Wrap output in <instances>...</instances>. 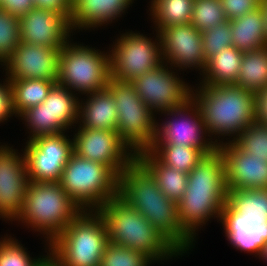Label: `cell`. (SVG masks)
Returning <instances> with one entry per match:
<instances>
[{"label":"cell","instance_id":"cell-1","mask_svg":"<svg viewBox=\"0 0 267 266\" xmlns=\"http://www.w3.org/2000/svg\"><path fill=\"white\" fill-rule=\"evenodd\" d=\"M118 196L182 255L195 247V242L180 227L177 203L162 193L151 174L136 159L118 176Z\"/></svg>","mask_w":267,"mask_h":266},{"label":"cell","instance_id":"cell-2","mask_svg":"<svg viewBox=\"0 0 267 266\" xmlns=\"http://www.w3.org/2000/svg\"><path fill=\"white\" fill-rule=\"evenodd\" d=\"M227 195L224 159L217 149L188 173L187 188L177 203L180 227L194 242L196 232L211 222L209 219L220 220Z\"/></svg>","mask_w":267,"mask_h":266},{"label":"cell","instance_id":"cell-3","mask_svg":"<svg viewBox=\"0 0 267 266\" xmlns=\"http://www.w3.org/2000/svg\"><path fill=\"white\" fill-rule=\"evenodd\" d=\"M191 99L200 110L209 138L217 147L224 143L221 140L226 139L225 136L229 137L228 142L234 141L255 122L254 92L250 90L235 85H198L195 89L193 85Z\"/></svg>","mask_w":267,"mask_h":266},{"label":"cell","instance_id":"cell-4","mask_svg":"<svg viewBox=\"0 0 267 266\" xmlns=\"http://www.w3.org/2000/svg\"><path fill=\"white\" fill-rule=\"evenodd\" d=\"M107 225L109 242L162 262L183 256L152 224L118 195L98 210Z\"/></svg>","mask_w":267,"mask_h":266},{"label":"cell","instance_id":"cell-5","mask_svg":"<svg viewBox=\"0 0 267 266\" xmlns=\"http://www.w3.org/2000/svg\"><path fill=\"white\" fill-rule=\"evenodd\" d=\"M82 211L59 182H29L23 208L14 221L45 235V251H49V244Z\"/></svg>","mask_w":267,"mask_h":266},{"label":"cell","instance_id":"cell-6","mask_svg":"<svg viewBox=\"0 0 267 266\" xmlns=\"http://www.w3.org/2000/svg\"><path fill=\"white\" fill-rule=\"evenodd\" d=\"M109 243L107 225L98 210H83L49 244L60 266H99Z\"/></svg>","mask_w":267,"mask_h":266},{"label":"cell","instance_id":"cell-7","mask_svg":"<svg viewBox=\"0 0 267 266\" xmlns=\"http://www.w3.org/2000/svg\"><path fill=\"white\" fill-rule=\"evenodd\" d=\"M59 184L82 210H99L118 195V176L108 166L75 153L65 165Z\"/></svg>","mask_w":267,"mask_h":266},{"label":"cell","instance_id":"cell-8","mask_svg":"<svg viewBox=\"0 0 267 266\" xmlns=\"http://www.w3.org/2000/svg\"><path fill=\"white\" fill-rule=\"evenodd\" d=\"M72 40L60 49L56 83L79 97L103 90L111 78L109 52Z\"/></svg>","mask_w":267,"mask_h":266},{"label":"cell","instance_id":"cell-9","mask_svg":"<svg viewBox=\"0 0 267 266\" xmlns=\"http://www.w3.org/2000/svg\"><path fill=\"white\" fill-rule=\"evenodd\" d=\"M106 88L117 109V132L137 154L149 149L156 137V114L142 101L131 82L110 78Z\"/></svg>","mask_w":267,"mask_h":266},{"label":"cell","instance_id":"cell-10","mask_svg":"<svg viewBox=\"0 0 267 266\" xmlns=\"http://www.w3.org/2000/svg\"><path fill=\"white\" fill-rule=\"evenodd\" d=\"M156 34L155 40L139 31L120 34L109 48L111 77L131 82L160 66L163 63L161 38L159 32Z\"/></svg>","mask_w":267,"mask_h":266},{"label":"cell","instance_id":"cell-11","mask_svg":"<svg viewBox=\"0 0 267 266\" xmlns=\"http://www.w3.org/2000/svg\"><path fill=\"white\" fill-rule=\"evenodd\" d=\"M76 95L55 83L43 103L23 111L18 119L25 122L29 141L39 136L64 133L77 126L74 124L78 122L80 98Z\"/></svg>","mask_w":267,"mask_h":266},{"label":"cell","instance_id":"cell-12","mask_svg":"<svg viewBox=\"0 0 267 266\" xmlns=\"http://www.w3.org/2000/svg\"><path fill=\"white\" fill-rule=\"evenodd\" d=\"M161 114L169 117L164 122L162 120V123L157 121L153 145H184L198 148L205 155L218 149L210 138H206L209 135L202 121L200 110L192 99L181 107L161 112Z\"/></svg>","mask_w":267,"mask_h":266},{"label":"cell","instance_id":"cell-13","mask_svg":"<svg viewBox=\"0 0 267 266\" xmlns=\"http://www.w3.org/2000/svg\"><path fill=\"white\" fill-rule=\"evenodd\" d=\"M177 71L163 62L131 81L138 96L156 115L181 107L191 99L192 86L182 80Z\"/></svg>","mask_w":267,"mask_h":266},{"label":"cell","instance_id":"cell-14","mask_svg":"<svg viewBox=\"0 0 267 266\" xmlns=\"http://www.w3.org/2000/svg\"><path fill=\"white\" fill-rule=\"evenodd\" d=\"M24 150V151H23ZM29 182H59L70 156L73 138L65 132L39 136L26 142L22 149Z\"/></svg>","mask_w":267,"mask_h":266},{"label":"cell","instance_id":"cell-15","mask_svg":"<svg viewBox=\"0 0 267 266\" xmlns=\"http://www.w3.org/2000/svg\"><path fill=\"white\" fill-rule=\"evenodd\" d=\"M74 128L73 150L78 157L104 164L117 176L136 159L117 131Z\"/></svg>","mask_w":267,"mask_h":266},{"label":"cell","instance_id":"cell-16","mask_svg":"<svg viewBox=\"0 0 267 266\" xmlns=\"http://www.w3.org/2000/svg\"><path fill=\"white\" fill-rule=\"evenodd\" d=\"M163 62L183 71L194 70L201 72L206 67L202 46L201 32L191 23L172 25L159 32Z\"/></svg>","mask_w":267,"mask_h":266},{"label":"cell","instance_id":"cell-17","mask_svg":"<svg viewBox=\"0 0 267 266\" xmlns=\"http://www.w3.org/2000/svg\"><path fill=\"white\" fill-rule=\"evenodd\" d=\"M20 153L13 146L0 145V219L9 222L21 213L29 183L24 153Z\"/></svg>","mask_w":267,"mask_h":266},{"label":"cell","instance_id":"cell-18","mask_svg":"<svg viewBox=\"0 0 267 266\" xmlns=\"http://www.w3.org/2000/svg\"><path fill=\"white\" fill-rule=\"evenodd\" d=\"M62 47H45L20 42L13 55L3 64L9 80L38 79L56 81Z\"/></svg>","mask_w":267,"mask_h":266},{"label":"cell","instance_id":"cell-19","mask_svg":"<svg viewBox=\"0 0 267 266\" xmlns=\"http://www.w3.org/2000/svg\"><path fill=\"white\" fill-rule=\"evenodd\" d=\"M20 41L45 47H63L73 35L70 16L33 8L19 18ZM72 33V35H71Z\"/></svg>","mask_w":267,"mask_h":266},{"label":"cell","instance_id":"cell-20","mask_svg":"<svg viewBox=\"0 0 267 266\" xmlns=\"http://www.w3.org/2000/svg\"><path fill=\"white\" fill-rule=\"evenodd\" d=\"M223 155L227 190L267 189V161L247 154L233 141L218 146Z\"/></svg>","mask_w":267,"mask_h":266},{"label":"cell","instance_id":"cell-21","mask_svg":"<svg viewBox=\"0 0 267 266\" xmlns=\"http://www.w3.org/2000/svg\"><path fill=\"white\" fill-rule=\"evenodd\" d=\"M219 221L233 248L259 257L267 242V217L242 216L226 202Z\"/></svg>","mask_w":267,"mask_h":266},{"label":"cell","instance_id":"cell-22","mask_svg":"<svg viewBox=\"0 0 267 266\" xmlns=\"http://www.w3.org/2000/svg\"><path fill=\"white\" fill-rule=\"evenodd\" d=\"M133 3L134 0H71L72 32L109 25L122 17Z\"/></svg>","mask_w":267,"mask_h":266},{"label":"cell","instance_id":"cell-23","mask_svg":"<svg viewBox=\"0 0 267 266\" xmlns=\"http://www.w3.org/2000/svg\"><path fill=\"white\" fill-rule=\"evenodd\" d=\"M79 100L77 128L117 130V109L111 92L103 90Z\"/></svg>","mask_w":267,"mask_h":266},{"label":"cell","instance_id":"cell-24","mask_svg":"<svg viewBox=\"0 0 267 266\" xmlns=\"http://www.w3.org/2000/svg\"><path fill=\"white\" fill-rule=\"evenodd\" d=\"M136 160L151 174L162 193L178 203L184 196L188 174L163 164L149 149L136 154Z\"/></svg>","mask_w":267,"mask_h":266},{"label":"cell","instance_id":"cell-25","mask_svg":"<svg viewBox=\"0 0 267 266\" xmlns=\"http://www.w3.org/2000/svg\"><path fill=\"white\" fill-rule=\"evenodd\" d=\"M232 45L242 52L267 47L264 12L261 8L230 20Z\"/></svg>","mask_w":267,"mask_h":266},{"label":"cell","instance_id":"cell-26","mask_svg":"<svg viewBox=\"0 0 267 266\" xmlns=\"http://www.w3.org/2000/svg\"><path fill=\"white\" fill-rule=\"evenodd\" d=\"M244 52L231 46L212 56L207 62L199 85H234Z\"/></svg>","mask_w":267,"mask_h":266},{"label":"cell","instance_id":"cell-27","mask_svg":"<svg viewBox=\"0 0 267 266\" xmlns=\"http://www.w3.org/2000/svg\"><path fill=\"white\" fill-rule=\"evenodd\" d=\"M234 85L254 93L267 87V47L244 52Z\"/></svg>","mask_w":267,"mask_h":266},{"label":"cell","instance_id":"cell-28","mask_svg":"<svg viewBox=\"0 0 267 266\" xmlns=\"http://www.w3.org/2000/svg\"><path fill=\"white\" fill-rule=\"evenodd\" d=\"M149 7L155 31L163 28L191 23L194 0H151Z\"/></svg>","mask_w":267,"mask_h":266},{"label":"cell","instance_id":"cell-29","mask_svg":"<svg viewBox=\"0 0 267 266\" xmlns=\"http://www.w3.org/2000/svg\"><path fill=\"white\" fill-rule=\"evenodd\" d=\"M13 108L17 117L26 109L44 102L56 81L38 79L10 80Z\"/></svg>","mask_w":267,"mask_h":266},{"label":"cell","instance_id":"cell-30","mask_svg":"<svg viewBox=\"0 0 267 266\" xmlns=\"http://www.w3.org/2000/svg\"><path fill=\"white\" fill-rule=\"evenodd\" d=\"M149 150L163 164L187 174L206 156L200 149L184 145H152Z\"/></svg>","mask_w":267,"mask_h":266},{"label":"cell","instance_id":"cell-31","mask_svg":"<svg viewBox=\"0 0 267 266\" xmlns=\"http://www.w3.org/2000/svg\"><path fill=\"white\" fill-rule=\"evenodd\" d=\"M227 203L242 216L267 217V189L228 190Z\"/></svg>","mask_w":267,"mask_h":266},{"label":"cell","instance_id":"cell-32","mask_svg":"<svg viewBox=\"0 0 267 266\" xmlns=\"http://www.w3.org/2000/svg\"><path fill=\"white\" fill-rule=\"evenodd\" d=\"M226 21L221 0H194L191 24L200 32Z\"/></svg>","mask_w":267,"mask_h":266},{"label":"cell","instance_id":"cell-33","mask_svg":"<svg viewBox=\"0 0 267 266\" xmlns=\"http://www.w3.org/2000/svg\"><path fill=\"white\" fill-rule=\"evenodd\" d=\"M19 18L0 9V65L13 55L20 44Z\"/></svg>","mask_w":267,"mask_h":266},{"label":"cell","instance_id":"cell-34","mask_svg":"<svg viewBox=\"0 0 267 266\" xmlns=\"http://www.w3.org/2000/svg\"><path fill=\"white\" fill-rule=\"evenodd\" d=\"M153 263L156 262L146 254L109 242L99 266H150Z\"/></svg>","mask_w":267,"mask_h":266},{"label":"cell","instance_id":"cell-35","mask_svg":"<svg viewBox=\"0 0 267 266\" xmlns=\"http://www.w3.org/2000/svg\"><path fill=\"white\" fill-rule=\"evenodd\" d=\"M247 154L267 161V126L252 123L246 127L233 141Z\"/></svg>","mask_w":267,"mask_h":266},{"label":"cell","instance_id":"cell-36","mask_svg":"<svg viewBox=\"0 0 267 266\" xmlns=\"http://www.w3.org/2000/svg\"><path fill=\"white\" fill-rule=\"evenodd\" d=\"M0 239V266H37L46 256L40 255L32 258L26 250L27 248L23 247L18 239H14L10 235L8 237L6 234Z\"/></svg>","mask_w":267,"mask_h":266},{"label":"cell","instance_id":"cell-37","mask_svg":"<svg viewBox=\"0 0 267 266\" xmlns=\"http://www.w3.org/2000/svg\"><path fill=\"white\" fill-rule=\"evenodd\" d=\"M201 35L205 62L222 49L233 46L230 21L215 25L201 32Z\"/></svg>","mask_w":267,"mask_h":266},{"label":"cell","instance_id":"cell-38","mask_svg":"<svg viewBox=\"0 0 267 266\" xmlns=\"http://www.w3.org/2000/svg\"><path fill=\"white\" fill-rule=\"evenodd\" d=\"M262 0H221L228 21L241 17L260 7Z\"/></svg>","mask_w":267,"mask_h":266},{"label":"cell","instance_id":"cell-39","mask_svg":"<svg viewBox=\"0 0 267 266\" xmlns=\"http://www.w3.org/2000/svg\"><path fill=\"white\" fill-rule=\"evenodd\" d=\"M0 123L7 122L8 118L17 116L13 108L12 86L8 77L3 83L0 81Z\"/></svg>","mask_w":267,"mask_h":266},{"label":"cell","instance_id":"cell-40","mask_svg":"<svg viewBox=\"0 0 267 266\" xmlns=\"http://www.w3.org/2000/svg\"><path fill=\"white\" fill-rule=\"evenodd\" d=\"M35 8L33 0H0V9L20 18Z\"/></svg>","mask_w":267,"mask_h":266},{"label":"cell","instance_id":"cell-41","mask_svg":"<svg viewBox=\"0 0 267 266\" xmlns=\"http://www.w3.org/2000/svg\"><path fill=\"white\" fill-rule=\"evenodd\" d=\"M254 120L267 126V87L254 93Z\"/></svg>","mask_w":267,"mask_h":266},{"label":"cell","instance_id":"cell-42","mask_svg":"<svg viewBox=\"0 0 267 266\" xmlns=\"http://www.w3.org/2000/svg\"><path fill=\"white\" fill-rule=\"evenodd\" d=\"M35 8L51 9L64 16L71 15V0H33Z\"/></svg>","mask_w":267,"mask_h":266},{"label":"cell","instance_id":"cell-43","mask_svg":"<svg viewBox=\"0 0 267 266\" xmlns=\"http://www.w3.org/2000/svg\"><path fill=\"white\" fill-rule=\"evenodd\" d=\"M47 255L37 264V266H60V264L47 252Z\"/></svg>","mask_w":267,"mask_h":266},{"label":"cell","instance_id":"cell-44","mask_svg":"<svg viewBox=\"0 0 267 266\" xmlns=\"http://www.w3.org/2000/svg\"><path fill=\"white\" fill-rule=\"evenodd\" d=\"M260 6L264 12L265 35H266V40H267V0H262Z\"/></svg>","mask_w":267,"mask_h":266},{"label":"cell","instance_id":"cell-45","mask_svg":"<svg viewBox=\"0 0 267 266\" xmlns=\"http://www.w3.org/2000/svg\"><path fill=\"white\" fill-rule=\"evenodd\" d=\"M258 258H259V259H260V258L263 259L262 261H264V260H265V262L267 261V242H266V244L264 245V248L261 250V253H260V255H259Z\"/></svg>","mask_w":267,"mask_h":266}]
</instances>
